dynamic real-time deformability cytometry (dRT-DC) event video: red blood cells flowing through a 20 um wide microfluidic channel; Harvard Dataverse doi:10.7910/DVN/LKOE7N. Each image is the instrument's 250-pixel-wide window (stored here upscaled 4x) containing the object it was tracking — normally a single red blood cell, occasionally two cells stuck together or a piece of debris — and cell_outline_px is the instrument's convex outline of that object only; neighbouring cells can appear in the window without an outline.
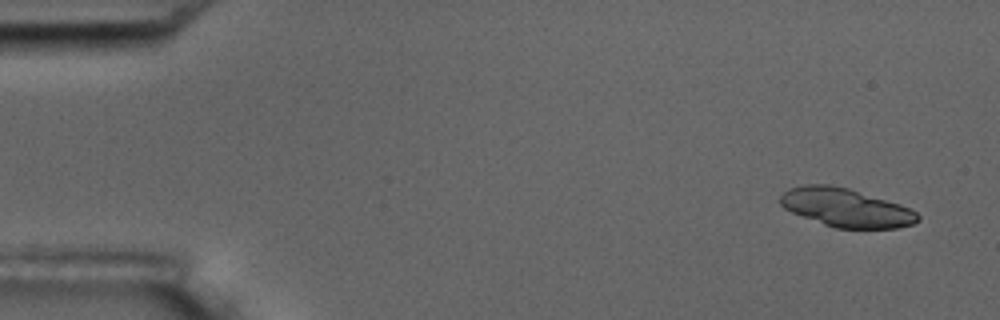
{"species": "common noctule bat (a hibernating species)", "species_latin": "Nyctalus noctula", "temperature_condition": "room temperature", "stored_images_in_passage": 5, "camera_frame_rate_fps": 3000, "um_per_image_px": 0.085, "animal": {"sex": "male", "body_mass_g": 17.5, "forearm_length_mm": 52.3}, "frame": {"image": 1, "passage_image": 1, "time_ms": 0.0, "image_size_px": [1000, 320], "cell_outline_px": [[920, 220], [912, 224], [896, 228], [836, 228], [824, 224], [792, 212], [784, 208], [780, 204], [780, 196], [788, 188], [804, 184], [832, 184], [848, 188], [900, 204], [916, 212], [920, 216]], "centroid_in_image_um": [71.89, 17.64], "position_along_channel_um": 13.1, "area_um2": 30.69}}